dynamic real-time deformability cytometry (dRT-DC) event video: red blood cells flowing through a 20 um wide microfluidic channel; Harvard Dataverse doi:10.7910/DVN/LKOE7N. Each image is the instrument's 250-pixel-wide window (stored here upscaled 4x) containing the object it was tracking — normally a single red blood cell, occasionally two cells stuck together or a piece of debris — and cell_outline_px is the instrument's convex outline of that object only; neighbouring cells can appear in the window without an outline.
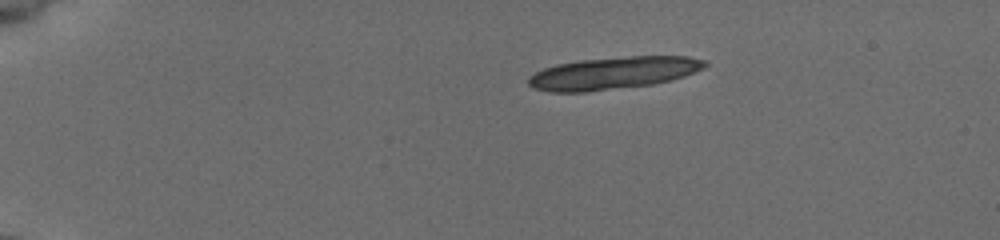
{"species": "common noctule bat (a hibernating species)", "species_latin": "Nyctalus noctula", "temperature_condition": "cold", "stored_images_in_passage": 12, "camera_frame_rate_fps": 3000, "um_per_image_px": 0.085, "animal": {"sex": "female", "body_mass_g": 19.5, "forearm_length_mm": 54.1}, "frame": {"image": 1, "passage_image": 1, "time_ms": 0.0, "image_size_px": [1000, 240], "cell_outline_px": [[708, 64], [704, 68], [684, 76], [672, 80], [652, 84], [584, 92], [548, 92], [532, 88], [528, 84], [528, 76], [544, 68], [556, 64], [580, 60], [632, 56], [688, 56], [708, 60]], "centroid_in_image_um": [52.13, 6.21], "position_along_channel_um": 32.9, "area_um2": 33.35}}